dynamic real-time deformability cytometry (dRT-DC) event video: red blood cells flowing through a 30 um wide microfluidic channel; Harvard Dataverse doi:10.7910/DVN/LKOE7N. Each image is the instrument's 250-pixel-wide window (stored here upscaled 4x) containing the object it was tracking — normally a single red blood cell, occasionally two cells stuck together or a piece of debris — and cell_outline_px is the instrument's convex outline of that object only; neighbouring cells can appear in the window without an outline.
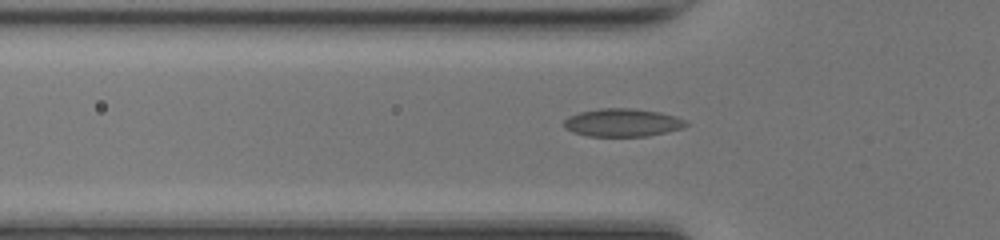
{"species": "common noctule bat (a hibernating species)", "species_latin": "Nyctalus noctula", "temperature_condition": "room temperature", "stored_images_in_passage": 33, "camera_frame_rate_fps": 3000, "um_per_image_px": 0.085, "animal": {"sex": "female", "body_mass_g": 17.0, "forearm_length_mm": 48.0}, "frame": {"image": 1, "passage_image": 5, "time_ms": 1.333, "image_size_px": [1000, 240], "cell_outline_px": [[688, 124], [684, 128], [668, 132], [648, 136], [588, 136], [572, 132], [564, 128], [564, 120], [568, 116], [580, 112], [600, 108], [632, 108], [660, 112], [676, 116], [684, 120]], "centroid_in_image_um": [52.91, 10.42], "position_along_channel_um": 72.9, "area_um2": 20.06}}
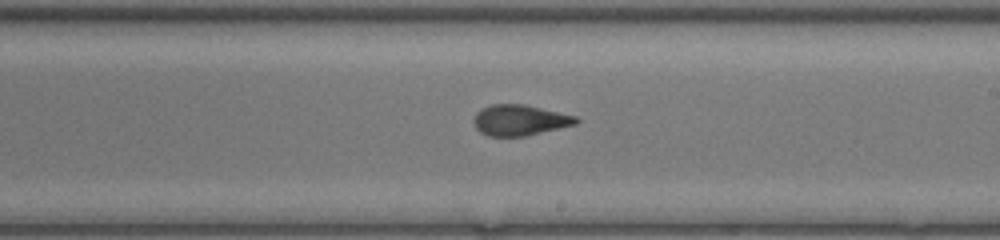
{"frame": {"image": 2, "passage_image": 17, "time_ms": 5.333, "image_size_px": [1000, 240], "cell_outline_px": [[580, 120], [576, 124], [524, 136], [488, 136], [480, 132], [476, 128], [472, 120], [476, 112], [492, 104], [524, 104], [576, 116]], "centroid_in_image_um": [44.15, 10.21], "position_along_channel_um": 244.8, "area_um2": 18.21}}
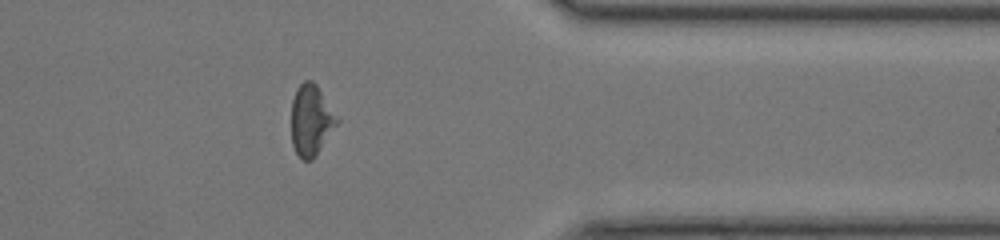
{"frame": {"image": 3, "passage_image": 28, "time_ms": 9.0, "image_size_px": [1000, 240], "cell_outline_px": [[340, 120], [312, 160], [304, 160], [296, 152], [292, 144], [292, 100], [296, 88], [304, 80], [312, 80], [316, 84]], "centroid_in_image_um": [26.44, 10.19], "position_along_channel_um": 385.0, "area_um2": 18.61}}